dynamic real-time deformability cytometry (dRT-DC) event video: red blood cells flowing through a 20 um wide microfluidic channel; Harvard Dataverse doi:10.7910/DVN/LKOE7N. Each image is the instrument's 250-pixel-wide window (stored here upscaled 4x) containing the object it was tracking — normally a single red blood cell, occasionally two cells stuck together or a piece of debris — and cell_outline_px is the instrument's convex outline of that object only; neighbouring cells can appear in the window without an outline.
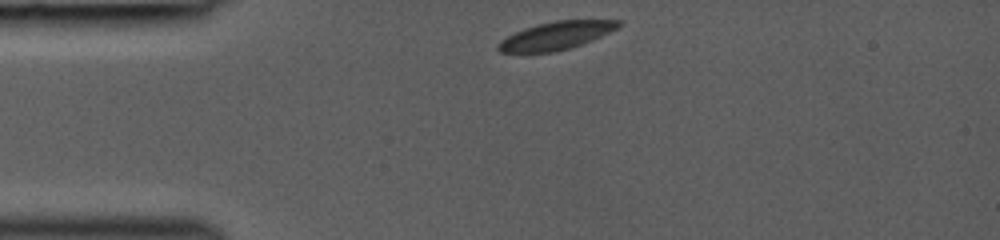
{"species": "common noctule bat (a hibernating species)", "species_latin": "Nyctalus noctula", "temperature_condition": "room temperature", "stored_images_in_passage": 31, "camera_frame_rate_fps": 3000, "um_per_image_px": 0.085, "animal": {"sex": "female", "body_mass_g": 19.0, "forearm_length_mm": 53.3}, "frame": {"image": 1, "passage_image": 1, "time_ms": 0.0, "image_size_px": [1000, 240], "cell_outline_px": [[624, 24], [592, 40], [572, 48], [552, 52], [500, 52], [496, 48], [496, 44], [500, 40], [524, 28], [536, 24], [556, 20], [620, 20]], "centroid_in_image_um": [47.25, 3.02], "position_along_channel_um": 37.7, "area_um2": 19.54}}
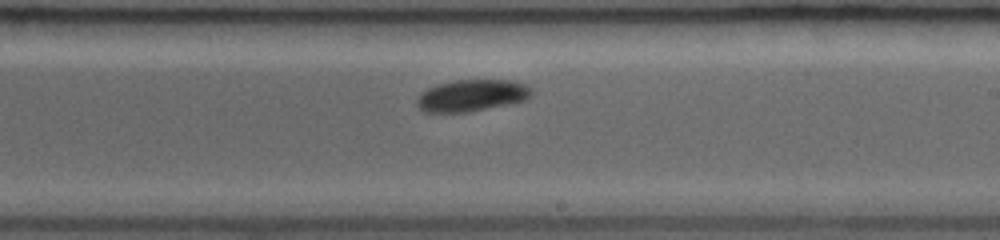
{"frame": {"image": 2, "passage_image": 18, "time_ms": 5.667, "image_size_px": [1000, 240], "cell_outline_px": [[532, 96], [528, 100], [468, 112], [424, 112], [416, 104], [416, 96], [420, 92], [436, 84], [452, 80], [512, 80], [524, 84], [532, 88]], "centroid_in_image_um": [40.09, 8.11], "position_along_channel_um": 248.9, "area_um2": 21.5}}
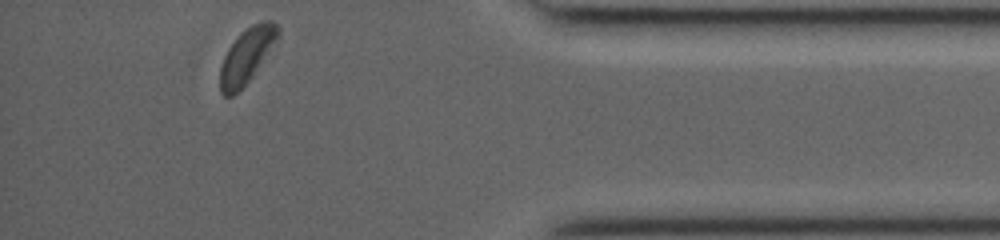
{"frame": {"image": 3, "passage_image": 31, "time_ms": 10.0, "image_size_px": [1000, 240], "cell_outline_px": [[280, 36], [252, 76], [232, 96], [224, 96], [220, 92], [220, 68], [224, 56], [228, 48], [252, 24], [264, 20], [272, 20], [280, 28]], "centroid_in_image_um": [20.99, 4.72], "position_along_channel_um": 414.2, "area_um2": 18.03}}